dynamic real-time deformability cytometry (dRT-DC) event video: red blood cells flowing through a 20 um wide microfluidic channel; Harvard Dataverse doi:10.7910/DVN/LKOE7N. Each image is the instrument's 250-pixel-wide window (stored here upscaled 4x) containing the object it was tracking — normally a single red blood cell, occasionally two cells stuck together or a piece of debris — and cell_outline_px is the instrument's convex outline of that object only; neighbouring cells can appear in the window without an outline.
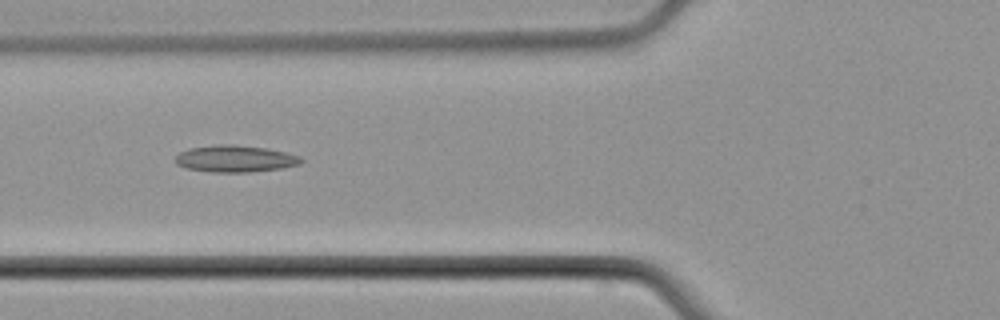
{"species": "common noctule bat (a hibernating species)", "species_latin": "Nyctalus noctula", "temperature_condition": "cold", "stored_images_in_passage": 7, "camera_frame_rate_fps": 3000, "um_per_image_px": 0.085, "animal": {"sex": "male", "body_mass_g": 21.5, "forearm_length_mm": 52.0}, "frame": {"image": 1, "passage_image": 5, "time_ms": 5.0, "image_size_px": [1000, 320], "cell_outline_px": [[304, 160], [300, 164], [280, 168], [248, 172], [212, 172], [188, 168], [176, 164], [176, 156], [180, 152], [188, 148], [220, 144], [232, 144], [268, 148], [284, 152], [296, 156]], "centroid_in_image_um": [19.96, 13.48], "position_along_channel_um": 105.8, "area_um2": 19.42}}
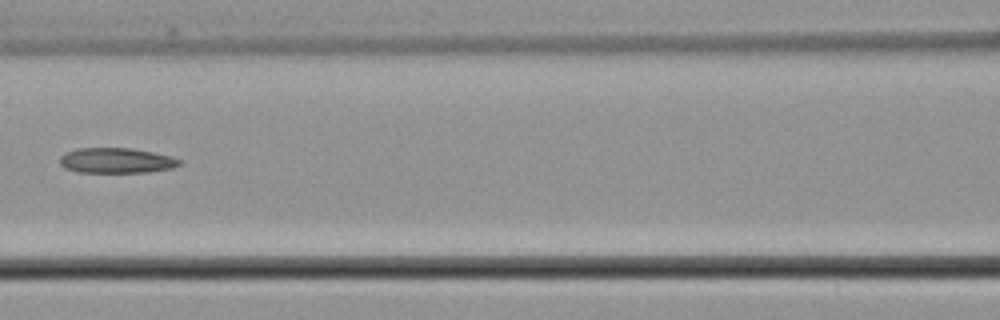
{"frame": {"image": 2, "passage_image": 6, "time_ms": 6.333, "image_size_px": [1000, 320], "cell_outline_px": [[180, 164], [172, 168], [148, 172], [76, 172], [64, 168], [60, 164], [60, 156], [76, 148], [128, 148], [152, 152], [172, 156], [180, 160]], "centroid_in_image_um": [9.87, 13.65], "position_along_channel_um": 156.7, "area_um2": 17.51}}
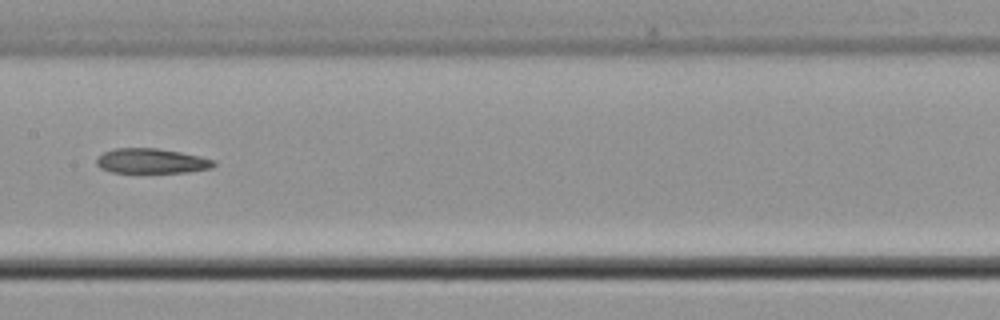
{"frame": {"image": 3, "passage_image": 7, "time_ms": 7.333, "image_size_px": [1000, 320], "cell_outline_px": [[216, 164], [212, 168], [188, 172], [112, 172], [100, 168], [96, 164], [96, 160], [104, 152], [116, 148], [156, 148], [180, 152], [200, 156], [216, 160]], "centroid_in_image_um": [12.91, 13.68], "position_along_channel_um": 194.5, "area_um2": 16.94}}